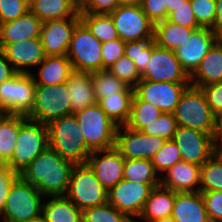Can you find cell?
Segmentation results:
<instances>
[{
    "mask_svg": "<svg viewBox=\"0 0 222 222\" xmlns=\"http://www.w3.org/2000/svg\"><path fill=\"white\" fill-rule=\"evenodd\" d=\"M86 145L92 150H107L115 147L118 125L99 106L84 108L74 113Z\"/></svg>",
    "mask_w": 222,
    "mask_h": 222,
    "instance_id": "5",
    "label": "cell"
},
{
    "mask_svg": "<svg viewBox=\"0 0 222 222\" xmlns=\"http://www.w3.org/2000/svg\"><path fill=\"white\" fill-rule=\"evenodd\" d=\"M123 179L141 184H160L152 161L145 159L124 158Z\"/></svg>",
    "mask_w": 222,
    "mask_h": 222,
    "instance_id": "33",
    "label": "cell"
},
{
    "mask_svg": "<svg viewBox=\"0 0 222 222\" xmlns=\"http://www.w3.org/2000/svg\"><path fill=\"white\" fill-rule=\"evenodd\" d=\"M42 24L30 10L15 20L0 24V48L21 40L40 37Z\"/></svg>",
    "mask_w": 222,
    "mask_h": 222,
    "instance_id": "22",
    "label": "cell"
},
{
    "mask_svg": "<svg viewBox=\"0 0 222 222\" xmlns=\"http://www.w3.org/2000/svg\"><path fill=\"white\" fill-rule=\"evenodd\" d=\"M83 222H134L109 202L82 211Z\"/></svg>",
    "mask_w": 222,
    "mask_h": 222,
    "instance_id": "38",
    "label": "cell"
},
{
    "mask_svg": "<svg viewBox=\"0 0 222 222\" xmlns=\"http://www.w3.org/2000/svg\"><path fill=\"white\" fill-rule=\"evenodd\" d=\"M47 147V125L21 115V126L19 127L14 154L7 165L20 173Z\"/></svg>",
    "mask_w": 222,
    "mask_h": 222,
    "instance_id": "6",
    "label": "cell"
},
{
    "mask_svg": "<svg viewBox=\"0 0 222 222\" xmlns=\"http://www.w3.org/2000/svg\"><path fill=\"white\" fill-rule=\"evenodd\" d=\"M125 42L120 38L102 43L103 70L112 66L124 55Z\"/></svg>",
    "mask_w": 222,
    "mask_h": 222,
    "instance_id": "48",
    "label": "cell"
},
{
    "mask_svg": "<svg viewBox=\"0 0 222 222\" xmlns=\"http://www.w3.org/2000/svg\"><path fill=\"white\" fill-rule=\"evenodd\" d=\"M19 173L7 164H0V215L3 212L5 201L12 183L19 177Z\"/></svg>",
    "mask_w": 222,
    "mask_h": 222,
    "instance_id": "50",
    "label": "cell"
},
{
    "mask_svg": "<svg viewBox=\"0 0 222 222\" xmlns=\"http://www.w3.org/2000/svg\"><path fill=\"white\" fill-rule=\"evenodd\" d=\"M66 84L72 114L97 103L91 72L73 71Z\"/></svg>",
    "mask_w": 222,
    "mask_h": 222,
    "instance_id": "26",
    "label": "cell"
},
{
    "mask_svg": "<svg viewBox=\"0 0 222 222\" xmlns=\"http://www.w3.org/2000/svg\"><path fill=\"white\" fill-rule=\"evenodd\" d=\"M21 1H22L24 4H26L28 7H30L35 0H21Z\"/></svg>",
    "mask_w": 222,
    "mask_h": 222,
    "instance_id": "60",
    "label": "cell"
},
{
    "mask_svg": "<svg viewBox=\"0 0 222 222\" xmlns=\"http://www.w3.org/2000/svg\"><path fill=\"white\" fill-rule=\"evenodd\" d=\"M141 80L165 82H190V76L182 68L174 51L151 43V57L141 74Z\"/></svg>",
    "mask_w": 222,
    "mask_h": 222,
    "instance_id": "12",
    "label": "cell"
},
{
    "mask_svg": "<svg viewBox=\"0 0 222 222\" xmlns=\"http://www.w3.org/2000/svg\"><path fill=\"white\" fill-rule=\"evenodd\" d=\"M217 41L222 45V32L217 35Z\"/></svg>",
    "mask_w": 222,
    "mask_h": 222,
    "instance_id": "61",
    "label": "cell"
},
{
    "mask_svg": "<svg viewBox=\"0 0 222 222\" xmlns=\"http://www.w3.org/2000/svg\"><path fill=\"white\" fill-rule=\"evenodd\" d=\"M81 21L102 43L119 38L113 20L109 14L79 13Z\"/></svg>",
    "mask_w": 222,
    "mask_h": 222,
    "instance_id": "34",
    "label": "cell"
},
{
    "mask_svg": "<svg viewBox=\"0 0 222 222\" xmlns=\"http://www.w3.org/2000/svg\"><path fill=\"white\" fill-rule=\"evenodd\" d=\"M162 111L153 104L141 100L135 93L132 98L131 115L126 126L141 131L161 115Z\"/></svg>",
    "mask_w": 222,
    "mask_h": 222,
    "instance_id": "35",
    "label": "cell"
},
{
    "mask_svg": "<svg viewBox=\"0 0 222 222\" xmlns=\"http://www.w3.org/2000/svg\"><path fill=\"white\" fill-rule=\"evenodd\" d=\"M154 39L135 40L125 43L124 55L133 61L142 74L151 57V43Z\"/></svg>",
    "mask_w": 222,
    "mask_h": 222,
    "instance_id": "40",
    "label": "cell"
},
{
    "mask_svg": "<svg viewBox=\"0 0 222 222\" xmlns=\"http://www.w3.org/2000/svg\"><path fill=\"white\" fill-rule=\"evenodd\" d=\"M28 10L21 0H0V24L15 20Z\"/></svg>",
    "mask_w": 222,
    "mask_h": 222,
    "instance_id": "47",
    "label": "cell"
},
{
    "mask_svg": "<svg viewBox=\"0 0 222 222\" xmlns=\"http://www.w3.org/2000/svg\"><path fill=\"white\" fill-rule=\"evenodd\" d=\"M36 69H38L36 73ZM35 71L30 73L35 85H57L66 83L73 72L67 55L46 56ZM36 73V74H35Z\"/></svg>",
    "mask_w": 222,
    "mask_h": 222,
    "instance_id": "24",
    "label": "cell"
},
{
    "mask_svg": "<svg viewBox=\"0 0 222 222\" xmlns=\"http://www.w3.org/2000/svg\"><path fill=\"white\" fill-rule=\"evenodd\" d=\"M86 164L107 191L123 180L124 157L115 147L92 151Z\"/></svg>",
    "mask_w": 222,
    "mask_h": 222,
    "instance_id": "17",
    "label": "cell"
},
{
    "mask_svg": "<svg viewBox=\"0 0 222 222\" xmlns=\"http://www.w3.org/2000/svg\"><path fill=\"white\" fill-rule=\"evenodd\" d=\"M216 41L217 35L210 28H199L194 30L189 38L174 50L182 68L189 76L196 70Z\"/></svg>",
    "mask_w": 222,
    "mask_h": 222,
    "instance_id": "18",
    "label": "cell"
},
{
    "mask_svg": "<svg viewBox=\"0 0 222 222\" xmlns=\"http://www.w3.org/2000/svg\"><path fill=\"white\" fill-rule=\"evenodd\" d=\"M119 38L126 42L154 39L155 24L141 6H118L111 14Z\"/></svg>",
    "mask_w": 222,
    "mask_h": 222,
    "instance_id": "11",
    "label": "cell"
},
{
    "mask_svg": "<svg viewBox=\"0 0 222 222\" xmlns=\"http://www.w3.org/2000/svg\"><path fill=\"white\" fill-rule=\"evenodd\" d=\"M45 197L19 176L7 195L0 222H27L42 215Z\"/></svg>",
    "mask_w": 222,
    "mask_h": 222,
    "instance_id": "3",
    "label": "cell"
},
{
    "mask_svg": "<svg viewBox=\"0 0 222 222\" xmlns=\"http://www.w3.org/2000/svg\"><path fill=\"white\" fill-rule=\"evenodd\" d=\"M160 184H141L125 179L108 191V202L134 222L141 215L151 190Z\"/></svg>",
    "mask_w": 222,
    "mask_h": 222,
    "instance_id": "13",
    "label": "cell"
},
{
    "mask_svg": "<svg viewBox=\"0 0 222 222\" xmlns=\"http://www.w3.org/2000/svg\"><path fill=\"white\" fill-rule=\"evenodd\" d=\"M3 51L18 73H31L46 57L40 37L7 44Z\"/></svg>",
    "mask_w": 222,
    "mask_h": 222,
    "instance_id": "20",
    "label": "cell"
},
{
    "mask_svg": "<svg viewBox=\"0 0 222 222\" xmlns=\"http://www.w3.org/2000/svg\"><path fill=\"white\" fill-rule=\"evenodd\" d=\"M211 111L217 117L222 113V81L201 88Z\"/></svg>",
    "mask_w": 222,
    "mask_h": 222,
    "instance_id": "51",
    "label": "cell"
},
{
    "mask_svg": "<svg viewBox=\"0 0 222 222\" xmlns=\"http://www.w3.org/2000/svg\"><path fill=\"white\" fill-rule=\"evenodd\" d=\"M178 123L173 113H164L155 119L152 123L144 127L141 132L147 135L158 136L166 140H172Z\"/></svg>",
    "mask_w": 222,
    "mask_h": 222,
    "instance_id": "41",
    "label": "cell"
},
{
    "mask_svg": "<svg viewBox=\"0 0 222 222\" xmlns=\"http://www.w3.org/2000/svg\"><path fill=\"white\" fill-rule=\"evenodd\" d=\"M171 216L176 222H211L201 192H175Z\"/></svg>",
    "mask_w": 222,
    "mask_h": 222,
    "instance_id": "23",
    "label": "cell"
},
{
    "mask_svg": "<svg viewBox=\"0 0 222 222\" xmlns=\"http://www.w3.org/2000/svg\"><path fill=\"white\" fill-rule=\"evenodd\" d=\"M64 196L82 211L108 202V191L86 163L75 165Z\"/></svg>",
    "mask_w": 222,
    "mask_h": 222,
    "instance_id": "8",
    "label": "cell"
},
{
    "mask_svg": "<svg viewBox=\"0 0 222 222\" xmlns=\"http://www.w3.org/2000/svg\"><path fill=\"white\" fill-rule=\"evenodd\" d=\"M27 222H49V221L42 214L39 217H37L33 220H30V221H27Z\"/></svg>",
    "mask_w": 222,
    "mask_h": 222,
    "instance_id": "59",
    "label": "cell"
},
{
    "mask_svg": "<svg viewBox=\"0 0 222 222\" xmlns=\"http://www.w3.org/2000/svg\"><path fill=\"white\" fill-rule=\"evenodd\" d=\"M200 191H222V162L215 155L200 166Z\"/></svg>",
    "mask_w": 222,
    "mask_h": 222,
    "instance_id": "37",
    "label": "cell"
},
{
    "mask_svg": "<svg viewBox=\"0 0 222 222\" xmlns=\"http://www.w3.org/2000/svg\"><path fill=\"white\" fill-rule=\"evenodd\" d=\"M42 214L49 222H83L82 210L65 196L45 197Z\"/></svg>",
    "mask_w": 222,
    "mask_h": 222,
    "instance_id": "30",
    "label": "cell"
},
{
    "mask_svg": "<svg viewBox=\"0 0 222 222\" xmlns=\"http://www.w3.org/2000/svg\"><path fill=\"white\" fill-rule=\"evenodd\" d=\"M214 140V155L222 162V139Z\"/></svg>",
    "mask_w": 222,
    "mask_h": 222,
    "instance_id": "56",
    "label": "cell"
},
{
    "mask_svg": "<svg viewBox=\"0 0 222 222\" xmlns=\"http://www.w3.org/2000/svg\"><path fill=\"white\" fill-rule=\"evenodd\" d=\"M160 185L176 193L200 191V166L180 161L160 177Z\"/></svg>",
    "mask_w": 222,
    "mask_h": 222,
    "instance_id": "21",
    "label": "cell"
},
{
    "mask_svg": "<svg viewBox=\"0 0 222 222\" xmlns=\"http://www.w3.org/2000/svg\"><path fill=\"white\" fill-rule=\"evenodd\" d=\"M91 77L97 102L108 95L122 92L128 86L107 69L92 72Z\"/></svg>",
    "mask_w": 222,
    "mask_h": 222,
    "instance_id": "36",
    "label": "cell"
},
{
    "mask_svg": "<svg viewBox=\"0 0 222 222\" xmlns=\"http://www.w3.org/2000/svg\"><path fill=\"white\" fill-rule=\"evenodd\" d=\"M175 200V192L161 185L151 190L149 198L146 200L145 206L138 220L150 221L163 217L171 216L173 204Z\"/></svg>",
    "mask_w": 222,
    "mask_h": 222,
    "instance_id": "28",
    "label": "cell"
},
{
    "mask_svg": "<svg viewBox=\"0 0 222 222\" xmlns=\"http://www.w3.org/2000/svg\"><path fill=\"white\" fill-rule=\"evenodd\" d=\"M191 7L198 25L201 28H210L214 23L216 1L215 0H190Z\"/></svg>",
    "mask_w": 222,
    "mask_h": 222,
    "instance_id": "43",
    "label": "cell"
},
{
    "mask_svg": "<svg viewBox=\"0 0 222 222\" xmlns=\"http://www.w3.org/2000/svg\"><path fill=\"white\" fill-rule=\"evenodd\" d=\"M151 161L159 177L175 163L182 161L180 150L174 140H166L163 147L153 156Z\"/></svg>",
    "mask_w": 222,
    "mask_h": 222,
    "instance_id": "39",
    "label": "cell"
},
{
    "mask_svg": "<svg viewBox=\"0 0 222 222\" xmlns=\"http://www.w3.org/2000/svg\"><path fill=\"white\" fill-rule=\"evenodd\" d=\"M214 135L178 126L173 140L180 150L182 161L201 166L214 155Z\"/></svg>",
    "mask_w": 222,
    "mask_h": 222,
    "instance_id": "16",
    "label": "cell"
},
{
    "mask_svg": "<svg viewBox=\"0 0 222 222\" xmlns=\"http://www.w3.org/2000/svg\"><path fill=\"white\" fill-rule=\"evenodd\" d=\"M107 70L132 88H134L141 80V74L139 73L135 63L125 55L120 57Z\"/></svg>",
    "mask_w": 222,
    "mask_h": 222,
    "instance_id": "42",
    "label": "cell"
},
{
    "mask_svg": "<svg viewBox=\"0 0 222 222\" xmlns=\"http://www.w3.org/2000/svg\"><path fill=\"white\" fill-rule=\"evenodd\" d=\"M190 82H165L140 80L134 93L144 101L158 107L164 113H174L179 99Z\"/></svg>",
    "mask_w": 222,
    "mask_h": 222,
    "instance_id": "15",
    "label": "cell"
},
{
    "mask_svg": "<svg viewBox=\"0 0 222 222\" xmlns=\"http://www.w3.org/2000/svg\"><path fill=\"white\" fill-rule=\"evenodd\" d=\"M173 114L178 126L215 134L217 117L200 88L189 85L181 95Z\"/></svg>",
    "mask_w": 222,
    "mask_h": 222,
    "instance_id": "4",
    "label": "cell"
},
{
    "mask_svg": "<svg viewBox=\"0 0 222 222\" xmlns=\"http://www.w3.org/2000/svg\"><path fill=\"white\" fill-rule=\"evenodd\" d=\"M143 0H118L119 6H141Z\"/></svg>",
    "mask_w": 222,
    "mask_h": 222,
    "instance_id": "57",
    "label": "cell"
},
{
    "mask_svg": "<svg viewBox=\"0 0 222 222\" xmlns=\"http://www.w3.org/2000/svg\"><path fill=\"white\" fill-rule=\"evenodd\" d=\"M75 165L48 146L19 175L44 197L64 196Z\"/></svg>",
    "mask_w": 222,
    "mask_h": 222,
    "instance_id": "1",
    "label": "cell"
},
{
    "mask_svg": "<svg viewBox=\"0 0 222 222\" xmlns=\"http://www.w3.org/2000/svg\"><path fill=\"white\" fill-rule=\"evenodd\" d=\"M81 18H66L44 22L40 39L46 56L67 55L72 34Z\"/></svg>",
    "mask_w": 222,
    "mask_h": 222,
    "instance_id": "19",
    "label": "cell"
},
{
    "mask_svg": "<svg viewBox=\"0 0 222 222\" xmlns=\"http://www.w3.org/2000/svg\"><path fill=\"white\" fill-rule=\"evenodd\" d=\"M17 73L11 63L6 59L3 49L0 48V84L11 79Z\"/></svg>",
    "mask_w": 222,
    "mask_h": 222,
    "instance_id": "52",
    "label": "cell"
},
{
    "mask_svg": "<svg viewBox=\"0 0 222 222\" xmlns=\"http://www.w3.org/2000/svg\"><path fill=\"white\" fill-rule=\"evenodd\" d=\"M133 95L134 88L127 86L122 92L108 95L97 103L114 123L124 126L128 123L131 115Z\"/></svg>",
    "mask_w": 222,
    "mask_h": 222,
    "instance_id": "29",
    "label": "cell"
},
{
    "mask_svg": "<svg viewBox=\"0 0 222 222\" xmlns=\"http://www.w3.org/2000/svg\"><path fill=\"white\" fill-rule=\"evenodd\" d=\"M214 139H222V113L216 118V131Z\"/></svg>",
    "mask_w": 222,
    "mask_h": 222,
    "instance_id": "55",
    "label": "cell"
},
{
    "mask_svg": "<svg viewBox=\"0 0 222 222\" xmlns=\"http://www.w3.org/2000/svg\"><path fill=\"white\" fill-rule=\"evenodd\" d=\"M186 0H166V7L168 16L175 10V8L184 5Z\"/></svg>",
    "mask_w": 222,
    "mask_h": 222,
    "instance_id": "54",
    "label": "cell"
},
{
    "mask_svg": "<svg viewBox=\"0 0 222 222\" xmlns=\"http://www.w3.org/2000/svg\"><path fill=\"white\" fill-rule=\"evenodd\" d=\"M141 8L154 24L168 18L166 0H143Z\"/></svg>",
    "mask_w": 222,
    "mask_h": 222,
    "instance_id": "49",
    "label": "cell"
},
{
    "mask_svg": "<svg viewBox=\"0 0 222 222\" xmlns=\"http://www.w3.org/2000/svg\"><path fill=\"white\" fill-rule=\"evenodd\" d=\"M165 142L164 138L147 135L124 125L117 128L115 148L125 159L151 160Z\"/></svg>",
    "mask_w": 222,
    "mask_h": 222,
    "instance_id": "14",
    "label": "cell"
},
{
    "mask_svg": "<svg viewBox=\"0 0 222 222\" xmlns=\"http://www.w3.org/2000/svg\"><path fill=\"white\" fill-rule=\"evenodd\" d=\"M20 126L21 115L0 114V164L12 158Z\"/></svg>",
    "mask_w": 222,
    "mask_h": 222,
    "instance_id": "32",
    "label": "cell"
},
{
    "mask_svg": "<svg viewBox=\"0 0 222 222\" xmlns=\"http://www.w3.org/2000/svg\"><path fill=\"white\" fill-rule=\"evenodd\" d=\"M211 222H222V191H200Z\"/></svg>",
    "mask_w": 222,
    "mask_h": 222,
    "instance_id": "45",
    "label": "cell"
},
{
    "mask_svg": "<svg viewBox=\"0 0 222 222\" xmlns=\"http://www.w3.org/2000/svg\"><path fill=\"white\" fill-rule=\"evenodd\" d=\"M142 222H176L172 216L169 217H163L156 220H150V221H142Z\"/></svg>",
    "mask_w": 222,
    "mask_h": 222,
    "instance_id": "58",
    "label": "cell"
},
{
    "mask_svg": "<svg viewBox=\"0 0 222 222\" xmlns=\"http://www.w3.org/2000/svg\"><path fill=\"white\" fill-rule=\"evenodd\" d=\"M118 6V0H79V13L111 14Z\"/></svg>",
    "mask_w": 222,
    "mask_h": 222,
    "instance_id": "46",
    "label": "cell"
},
{
    "mask_svg": "<svg viewBox=\"0 0 222 222\" xmlns=\"http://www.w3.org/2000/svg\"><path fill=\"white\" fill-rule=\"evenodd\" d=\"M66 83L35 85L34 104L28 119L48 124L52 120L72 114Z\"/></svg>",
    "mask_w": 222,
    "mask_h": 222,
    "instance_id": "7",
    "label": "cell"
},
{
    "mask_svg": "<svg viewBox=\"0 0 222 222\" xmlns=\"http://www.w3.org/2000/svg\"><path fill=\"white\" fill-rule=\"evenodd\" d=\"M47 129L49 147L75 164L86 163L92 150L86 145L74 113L52 120Z\"/></svg>",
    "mask_w": 222,
    "mask_h": 222,
    "instance_id": "2",
    "label": "cell"
},
{
    "mask_svg": "<svg viewBox=\"0 0 222 222\" xmlns=\"http://www.w3.org/2000/svg\"><path fill=\"white\" fill-rule=\"evenodd\" d=\"M222 81V45L216 41L190 75V85L202 88Z\"/></svg>",
    "mask_w": 222,
    "mask_h": 222,
    "instance_id": "25",
    "label": "cell"
},
{
    "mask_svg": "<svg viewBox=\"0 0 222 222\" xmlns=\"http://www.w3.org/2000/svg\"><path fill=\"white\" fill-rule=\"evenodd\" d=\"M35 83L30 73H17L0 84V114L27 115L34 104Z\"/></svg>",
    "mask_w": 222,
    "mask_h": 222,
    "instance_id": "10",
    "label": "cell"
},
{
    "mask_svg": "<svg viewBox=\"0 0 222 222\" xmlns=\"http://www.w3.org/2000/svg\"><path fill=\"white\" fill-rule=\"evenodd\" d=\"M168 21L191 29L201 28L195 19L190 0H186L184 5H181L168 16Z\"/></svg>",
    "mask_w": 222,
    "mask_h": 222,
    "instance_id": "44",
    "label": "cell"
},
{
    "mask_svg": "<svg viewBox=\"0 0 222 222\" xmlns=\"http://www.w3.org/2000/svg\"><path fill=\"white\" fill-rule=\"evenodd\" d=\"M197 29L174 24L167 19L155 24L154 41L159 47L174 51Z\"/></svg>",
    "mask_w": 222,
    "mask_h": 222,
    "instance_id": "31",
    "label": "cell"
},
{
    "mask_svg": "<svg viewBox=\"0 0 222 222\" xmlns=\"http://www.w3.org/2000/svg\"><path fill=\"white\" fill-rule=\"evenodd\" d=\"M216 1V11H215V18L214 23L212 25V31L218 35L222 32V0H215Z\"/></svg>",
    "mask_w": 222,
    "mask_h": 222,
    "instance_id": "53",
    "label": "cell"
},
{
    "mask_svg": "<svg viewBox=\"0 0 222 222\" xmlns=\"http://www.w3.org/2000/svg\"><path fill=\"white\" fill-rule=\"evenodd\" d=\"M102 42L80 21L72 34L67 57L73 71L97 72L103 70Z\"/></svg>",
    "mask_w": 222,
    "mask_h": 222,
    "instance_id": "9",
    "label": "cell"
},
{
    "mask_svg": "<svg viewBox=\"0 0 222 222\" xmlns=\"http://www.w3.org/2000/svg\"><path fill=\"white\" fill-rule=\"evenodd\" d=\"M43 23L66 18H81L79 0H35L29 7Z\"/></svg>",
    "mask_w": 222,
    "mask_h": 222,
    "instance_id": "27",
    "label": "cell"
}]
</instances>
